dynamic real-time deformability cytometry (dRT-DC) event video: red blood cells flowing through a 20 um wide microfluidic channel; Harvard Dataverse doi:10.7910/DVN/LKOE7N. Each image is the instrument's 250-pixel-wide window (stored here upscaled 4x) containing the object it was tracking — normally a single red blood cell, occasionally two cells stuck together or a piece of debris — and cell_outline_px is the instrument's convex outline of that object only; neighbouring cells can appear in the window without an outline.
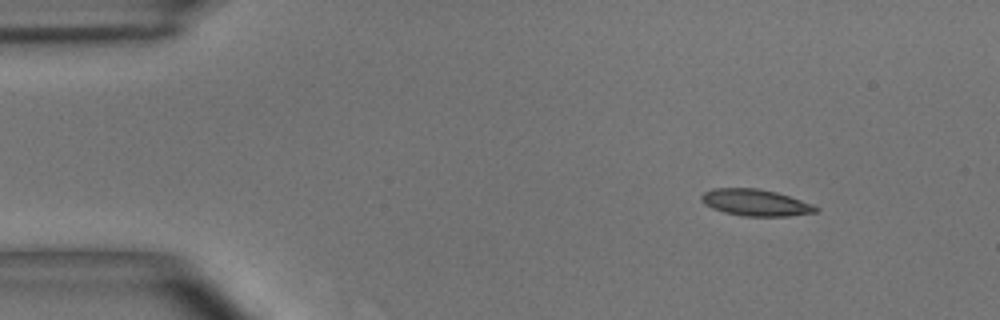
{"species": "common noctule bat (a hibernating species)", "species_latin": "Nyctalus noctula", "temperature_condition": "room temperature", "stored_images_in_passage": 10, "camera_frame_rate_fps": 3000, "um_per_image_px": 0.085, "animal": {"sex": "male", "body_mass_g": 15.6}, "frame": {"image": 1, "passage_image": 1, "time_ms": 0.0, "image_size_px": [1000, 320], "cell_outline_px": [[820, 208], [816, 212], [788, 216], [744, 216], [724, 212], [712, 208], [704, 204], [700, 200], [700, 196], [704, 192], [712, 188], [756, 188], [776, 192], [812, 204]], "centroid_in_image_um": [64.18, 17.22], "position_along_channel_um": 20.8, "area_um2": 17.69}}
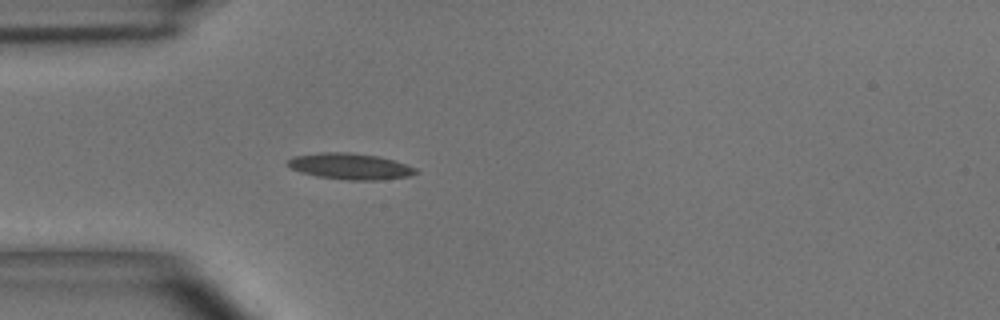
{"frame": {"image": 2, "passage_image": 10, "time_ms": 3.0, "image_size_px": [1000, 320], "cell_outline_px": [[420, 172], [408, 176], [380, 180], [348, 180], [316, 176], [300, 172], [292, 168], [288, 164], [288, 160], [296, 156], [320, 152], [352, 152], [380, 156], [396, 160], [416, 168]], "centroid_in_image_um": [29.82, 14.13], "position_along_channel_um": 55.2, "area_um2": 19.59}}